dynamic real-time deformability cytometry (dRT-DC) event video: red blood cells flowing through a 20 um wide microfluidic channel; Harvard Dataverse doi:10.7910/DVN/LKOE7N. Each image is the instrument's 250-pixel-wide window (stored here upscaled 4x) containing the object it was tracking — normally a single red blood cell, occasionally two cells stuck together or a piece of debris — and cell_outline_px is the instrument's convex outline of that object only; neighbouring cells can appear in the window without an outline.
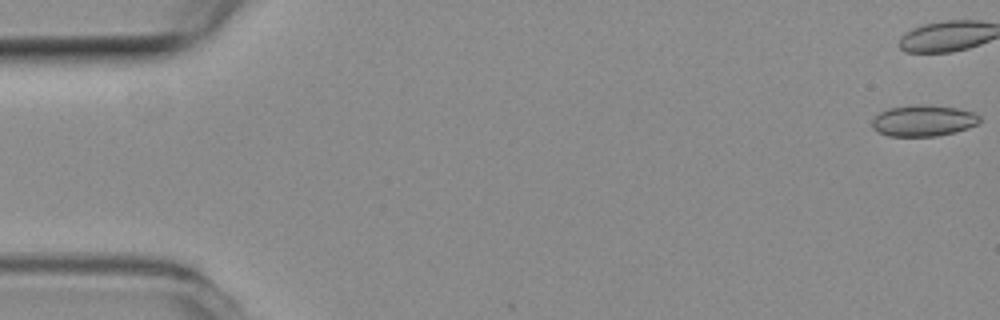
{"species": "common noctule bat (a hibernating species)", "species_latin": "Nyctalus noctula", "temperature_condition": "room temperature", "stored_images_in_passage": 8, "camera_frame_rate_fps": 3000, "um_per_image_px": 0.085, "animal": {"sex": "female", "body_mass_g": 19.3, "forearm_length_mm": 54.1}, "frame": {"image": 1, "passage_image": 1, "time_ms": 0.0, "image_size_px": [1000, 320], "cell_outline_px": [[980, 120], [976, 124], [968, 128], [956, 132], [936, 136], [888, 136], [876, 132], [872, 128], [872, 120], [880, 112], [888, 108], [956, 108], [972, 112], [980, 116]], "centroid_in_image_um": [78.46, 10.33], "position_along_channel_um": 6.5, "area_um2": 18.55}}